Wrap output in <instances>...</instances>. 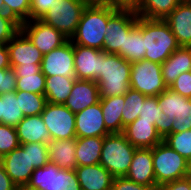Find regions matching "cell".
Wrapping results in <instances>:
<instances>
[{
	"label": "cell",
	"instance_id": "8992f818",
	"mask_svg": "<svg viewBox=\"0 0 191 190\" xmlns=\"http://www.w3.org/2000/svg\"><path fill=\"white\" fill-rule=\"evenodd\" d=\"M136 12L127 10H115L109 6V20L106 25L103 51L121 56V48H124L125 35L137 24Z\"/></svg>",
	"mask_w": 191,
	"mask_h": 190
},
{
	"label": "cell",
	"instance_id": "db71d44e",
	"mask_svg": "<svg viewBox=\"0 0 191 190\" xmlns=\"http://www.w3.org/2000/svg\"><path fill=\"white\" fill-rule=\"evenodd\" d=\"M0 12H5L4 2L0 0Z\"/></svg>",
	"mask_w": 191,
	"mask_h": 190
},
{
	"label": "cell",
	"instance_id": "4fadbf2b",
	"mask_svg": "<svg viewBox=\"0 0 191 190\" xmlns=\"http://www.w3.org/2000/svg\"><path fill=\"white\" fill-rule=\"evenodd\" d=\"M2 166L17 187L27 185L35 170L30 163L29 149H24L21 145L2 156Z\"/></svg>",
	"mask_w": 191,
	"mask_h": 190
},
{
	"label": "cell",
	"instance_id": "b9f144b4",
	"mask_svg": "<svg viewBox=\"0 0 191 190\" xmlns=\"http://www.w3.org/2000/svg\"><path fill=\"white\" fill-rule=\"evenodd\" d=\"M20 31V23L5 12H0V44H7Z\"/></svg>",
	"mask_w": 191,
	"mask_h": 190
},
{
	"label": "cell",
	"instance_id": "d4e9b609",
	"mask_svg": "<svg viewBox=\"0 0 191 190\" xmlns=\"http://www.w3.org/2000/svg\"><path fill=\"white\" fill-rule=\"evenodd\" d=\"M139 118L140 120L151 121V124L155 125L157 132L163 139L172 133L174 121H171L168 116L162 112L157 101V96L146 97Z\"/></svg>",
	"mask_w": 191,
	"mask_h": 190
},
{
	"label": "cell",
	"instance_id": "7402d4cb",
	"mask_svg": "<svg viewBox=\"0 0 191 190\" xmlns=\"http://www.w3.org/2000/svg\"><path fill=\"white\" fill-rule=\"evenodd\" d=\"M162 76L169 88L178 76L191 71V47L180 46L162 64Z\"/></svg>",
	"mask_w": 191,
	"mask_h": 190
},
{
	"label": "cell",
	"instance_id": "52a82bcc",
	"mask_svg": "<svg viewBox=\"0 0 191 190\" xmlns=\"http://www.w3.org/2000/svg\"><path fill=\"white\" fill-rule=\"evenodd\" d=\"M86 0H59L41 19L47 25L59 30L69 40L75 34L81 14L87 6Z\"/></svg>",
	"mask_w": 191,
	"mask_h": 190
},
{
	"label": "cell",
	"instance_id": "2e32d148",
	"mask_svg": "<svg viewBox=\"0 0 191 190\" xmlns=\"http://www.w3.org/2000/svg\"><path fill=\"white\" fill-rule=\"evenodd\" d=\"M125 177L135 183L157 190L158 186L156 185L153 169L152 148H136Z\"/></svg>",
	"mask_w": 191,
	"mask_h": 190
},
{
	"label": "cell",
	"instance_id": "3957f363",
	"mask_svg": "<svg viewBox=\"0 0 191 190\" xmlns=\"http://www.w3.org/2000/svg\"><path fill=\"white\" fill-rule=\"evenodd\" d=\"M142 35L146 48L144 59L162 64L180 47L169 25L163 19L142 17Z\"/></svg>",
	"mask_w": 191,
	"mask_h": 190
},
{
	"label": "cell",
	"instance_id": "6f0895ef",
	"mask_svg": "<svg viewBox=\"0 0 191 190\" xmlns=\"http://www.w3.org/2000/svg\"><path fill=\"white\" fill-rule=\"evenodd\" d=\"M2 165V156H0V166Z\"/></svg>",
	"mask_w": 191,
	"mask_h": 190
},
{
	"label": "cell",
	"instance_id": "484cf974",
	"mask_svg": "<svg viewBox=\"0 0 191 190\" xmlns=\"http://www.w3.org/2000/svg\"><path fill=\"white\" fill-rule=\"evenodd\" d=\"M105 127L110 133H122L124 95L100 98Z\"/></svg>",
	"mask_w": 191,
	"mask_h": 190
},
{
	"label": "cell",
	"instance_id": "f35d334b",
	"mask_svg": "<svg viewBox=\"0 0 191 190\" xmlns=\"http://www.w3.org/2000/svg\"><path fill=\"white\" fill-rule=\"evenodd\" d=\"M20 145L15 127L0 123V156L10 153Z\"/></svg>",
	"mask_w": 191,
	"mask_h": 190
},
{
	"label": "cell",
	"instance_id": "5bb4252c",
	"mask_svg": "<svg viewBox=\"0 0 191 190\" xmlns=\"http://www.w3.org/2000/svg\"><path fill=\"white\" fill-rule=\"evenodd\" d=\"M76 138L104 137L110 132L105 127L101 103L75 113Z\"/></svg>",
	"mask_w": 191,
	"mask_h": 190
},
{
	"label": "cell",
	"instance_id": "680465c9",
	"mask_svg": "<svg viewBox=\"0 0 191 190\" xmlns=\"http://www.w3.org/2000/svg\"><path fill=\"white\" fill-rule=\"evenodd\" d=\"M181 1H183V2H191V0H181Z\"/></svg>",
	"mask_w": 191,
	"mask_h": 190
},
{
	"label": "cell",
	"instance_id": "c3c4849f",
	"mask_svg": "<svg viewBox=\"0 0 191 190\" xmlns=\"http://www.w3.org/2000/svg\"><path fill=\"white\" fill-rule=\"evenodd\" d=\"M157 190H190V177L164 183Z\"/></svg>",
	"mask_w": 191,
	"mask_h": 190
},
{
	"label": "cell",
	"instance_id": "7a4b0ae2",
	"mask_svg": "<svg viewBox=\"0 0 191 190\" xmlns=\"http://www.w3.org/2000/svg\"><path fill=\"white\" fill-rule=\"evenodd\" d=\"M131 62L102 51L101 75L96 79L100 98L125 95L130 89Z\"/></svg>",
	"mask_w": 191,
	"mask_h": 190
},
{
	"label": "cell",
	"instance_id": "ffe728a7",
	"mask_svg": "<svg viewBox=\"0 0 191 190\" xmlns=\"http://www.w3.org/2000/svg\"><path fill=\"white\" fill-rule=\"evenodd\" d=\"M83 190H111L114 177L102 165L76 166L74 169Z\"/></svg>",
	"mask_w": 191,
	"mask_h": 190
},
{
	"label": "cell",
	"instance_id": "ba28073f",
	"mask_svg": "<svg viewBox=\"0 0 191 190\" xmlns=\"http://www.w3.org/2000/svg\"><path fill=\"white\" fill-rule=\"evenodd\" d=\"M130 89L147 97L164 92L167 86L163 80L161 64L146 59L131 63Z\"/></svg>",
	"mask_w": 191,
	"mask_h": 190
},
{
	"label": "cell",
	"instance_id": "f546056e",
	"mask_svg": "<svg viewBox=\"0 0 191 190\" xmlns=\"http://www.w3.org/2000/svg\"><path fill=\"white\" fill-rule=\"evenodd\" d=\"M181 0H144L137 15L147 19H165Z\"/></svg>",
	"mask_w": 191,
	"mask_h": 190
},
{
	"label": "cell",
	"instance_id": "d6986e66",
	"mask_svg": "<svg viewBox=\"0 0 191 190\" xmlns=\"http://www.w3.org/2000/svg\"><path fill=\"white\" fill-rule=\"evenodd\" d=\"M180 46L191 47V2H181L164 19Z\"/></svg>",
	"mask_w": 191,
	"mask_h": 190
},
{
	"label": "cell",
	"instance_id": "ab89813d",
	"mask_svg": "<svg viewBox=\"0 0 191 190\" xmlns=\"http://www.w3.org/2000/svg\"><path fill=\"white\" fill-rule=\"evenodd\" d=\"M54 190H81L74 169H61L55 171Z\"/></svg>",
	"mask_w": 191,
	"mask_h": 190
},
{
	"label": "cell",
	"instance_id": "7c38bea8",
	"mask_svg": "<svg viewBox=\"0 0 191 190\" xmlns=\"http://www.w3.org/2000/svg\"><path fill=\"white\" fill-rule=\"evenodd\" d=\"M6 46L11 66H41L44 54L21 30Z\"/></svg>",
	"mask_w": 191,
	"mask_h": 190
},
{
	"label": "cell",
	"instance_id": "cb8c5ba5",
	"mask_svg": "<svg viewBox=\"0 0 191 190\" xmlns=\"http://www.w3.org/2000/svg\"><path fill=\"white\" fill-rule=\"evenodd\" d=\"M47 146L49 162L56 164L61 169L76 168V138L51 140Z\"/></svg>",
	"mask_w": 191,
	"mask_h": 190
},
{
	"label": "cell",
	"instance_id": "f1b7e54d",
	"mask_svg": "<svg viewBox=\"0 0 191 190\" xmlns=\"http://www.w3.org/2000/svg\"><path fill=\"white\" fill-rule=\"evenodd\" d=\"M76 78L64 76L46 77L44 95L48 103L64 104L72 91Z\"/></svg>",
	"mask_w": 191,
	"mask_h": 190
},
{
	"label": "cell",
	"instance_id": "8fae6325",
	"mask_svg": "<svg viewBox=\"0 0 191 190\" xmlns=\"http://www.w3.org/2000/svg\"><path fill=\"white\" fill-rule=\"evenodd\" d=\"M41 72L46 76L76 78L74 65V44L68 40L61 47L43 55Z\"/></svg>",
	"mask_w": 191,
	"mask_h": 190
},
{
	"label": "cell",
	"instance_id": "e575fe53",
	"mask_svg": "<svg viewBox=\"0 0 191 190\" xmlns=\"http://www.w3.org/2000/svg\"><path fill=\"white\" fill-rule=\"evenodd\" d=\"M163 141L191 162V130L168 134Z\"/></svg>",
	"mask_w": 191,
	"mask_h": 190
},
{
	"label": "cell",
	"instance_id": "bcb514c9",
	"mask_svg": "<svg viewBox=\"0 0 191 190\" xmlns=\"http://www.w3.org/2000/svg\"><path fill=\"white\" fill-rule=\"evenodd\" d=\"M111 190H154L142 184L135 183L126 177H115L113 179Z\"/></svg>",
	"mask_w": 191,
	"mask_h": 190
},
{
	"label": "cell",
	"instance_id": "5b68a950",
	"mask_svg": "<svg viewBox=\"0 0 191 190\" xmlns=\"http://www.w3.org/2000/svg\"><path fill=\"white\" fill-rule=\"evenodd\" d=\"M156 185L183 179L189 175V161L164 141L152 148Z\"/></svg>",
	"mask_w": 191,
	"mask_h": 190
},
{
	"label": "cell",
	"instance_id": "836d02e7",
	"mask_svg": "<svg viewBox=\"0 0 191 190\" xmlns=\"http://www.w3.org/2000/svg\"><path fill=\"white\" fill-rule=\"evenodd\" d=\"M16 97L24 116L40 115L47 103L45 95L25 91H16Z\"/></svg>",
	"mask_w": 191,
	"mask_h": 190
},
{
	"label": "cell",
	"instance_id": "277c9868",
	"mask_svg": "<svg viewBox=\"0 0 191 190\" xmlns=\"http://www.w3.org/2000/svg\"><path fill=\"white\" fill-rule=\"evenodd\" d=\"M136 147L131 145L124 133H109L104 136L101 158L102 165L111 175L125 177L131 165Z\"/></svg>",
	"mask_w": 191,
	"mask_h": 190
},
{
	"label": "cell",
	"instance_id": "9a60e30c",
	"mask_svg": "<svg viewBox=\"0 0 191 190\" xmlns=\"http://www.w3.org/2000/svg\"><path fill=\"white\" fill-rule=\"evenodd\" d=\"M101 61V50L74 44L76 79L96 81L101 75Z\"/></svg>",
	"mask_w": 191,
	"mask_h": 190
},
{
	"label": "cell",
	"instance_id": "f5cc1de1",
	"mask_svg": "<svg viewBox=\"0 0 191 190\" xmlns=\"http://www.w3.org/2000/svg\"><path fill=\"white\" fill-rule=\"evenodd\" d=\"M88 3H105L107 0H86Z\"/></svg>",
	"mask_w": 191,
	"mask_h": 190
},
{
	"label": "cell",
	"instance_id": "30bf717a",
	"mask_svg": "<svg viewBox=\"0 0 191 190\" xmlns=\"http://www.w3.org/2000/svg\"><path fill=\"white\" fill-rule=\"evenodd\" d=\"M20 30L43 54L61 47L69 40L59 30L47 25L42 20H28L23 22L20 24Z\"/></svg>",
	"mask_w": 191,
	"mask_h": 190
},
{
	"label": "cell",
	"instance_id": "4dcf8cb0",
	"mask_svg": "<svg viewBox=\"0 0 191 190\" xmlns=\"http://www.w3.org/2000/svg\"><path fill=\"white\" fill-rule=\"evenodd\" d=\"M24 117L16 91L1 94V123L15 127Z\"/></svg>",
	"mask_w": 191,
	"mask_h": 190
},
{
	"label": "cell",
	"instance_id": "9c48e42d",
	"mask_svg": "<svg viewBox=\"0 0 191 190\" xmlns=\"http://www.w3.org/2000/svg\"><path fill=\"white\" fill-rule=\"evenodd\" d=\"M51 140L76 138L75 113L64 104L46 103L41 113Z\"/></svg>",
	"mask_w": 191,
	"mask_h": 190
},
{
	"label": "cell",
	"instance_id": "74e56055",
	"mask_svg": "<svg viewBox=\"0 0 191 190\" xmlns=\"http://www.w3.org/2000/svg\"><path fill=\"white\" fill-rule=\"evenodd\" d=\"M191 130V99L181 96L180 109L172 125V133Z\"/></svg>",
	"mask_w": 191,
	"mask_h": 190
},
{
	"label": "cell",
	"instance_id": "ee69618b",
	"mask_svg": "<svg viewBox=\"0 0 191 190\" xmlns=\"http://www.w3.org/2000/svg\"><path fill=\"white\" fill-rule=\"evenodd\" d=\"M169 89L183 97L191 99V71L178 76Z\"/></svg>",
	"mask_w": 191,
	"mask_h": 190
},
{
	"label": "cell",
	"instance_id": "ac0fdd59",
	"mask_svg": "<svg viewBox=\"0 0 191 190\" xmlns=\"http://www.w3.org/2000/svg\"><path fill=\"white\" fill-rule=\"evenodd\" d=\"M128 142L136 148H153L163 141L151 121L140 120L129 123L123 131Z\"/></svg>",
	"mask_w": 191,
	"mask_h": 190
},
{
	"label": "cell",
	"instance_id": "83f0119b",
	"mask_svg": "<svg viewBox=\"0 0 191 190\" xmlns=\"http://www.w3.org/2000/svg\"><path fill=\"white\" fill-rule=\"evenodd\" d=\"M146 48L142 35V17L138 16L136 26L125 35L124 48H121V57L134 63L144 59Z\"/></svg>",
	"mask_w": 191,
	"mask_h": 190
},
{
	"label": "cell",
	"instance_id": "816d5d0a",
	"mask_svg": "<svg viewBox=\"0 0 191 190\" xmlns=\"http://www.w3.org/2000/svg\"><path fill=\"white\" fill-rule=\"evenodd\" d=\"M17 190H38V189L31 188L28 185H23V186H18Z\"/></svg>",
	"mask_w": 191,
	"mask_h": 190
},
{
	"label": "cell",
	"instance_id": "11a10c76",
	"mask_svg": "<svg viewBox=\"0 0 191 190\" xmlns=\"http://www.w3.org/2000/svg\"><path fill=\"white\" fill-rule=\"evenodd\" d=\"M188 176L191 178V162L189 163V175Z\"/></svg>",
	"mask_w": 191,
	"mask_h": 190
},
{
	"label": "cell",
	"instance_id": "603a6c76",
	"mask_svg": "<svg viewBox=\"0 0 191 190\" xmlns=\"http://www.w3.org/2000/svg\"><path fill=\"white\" fill-rule=\"evenodd\" d=\"M17 77L16 91H25L44 95L46 76L41 66H11Z\"/></svg>",
	"mask_w": 191,
	"mask_h": 190
},
{
	"label": "cell",
	"instance_id": "4316f807",
	"mask_svg": "<svg viewBox=\"0 0 191 190\" xmlns=\"http://www.w3.org/2000/svg\"><path fill=\"white\" fill-rule=\"evenodd\" d=\"M104 137L76 138L77 166L99 164Z\"/></svg>",
	"mask_w": 191,
	"mask_h": 190
},
{
	"label": "cell",
	"instance_id": "681fc988",
	"mask_svg": "<svg viewBox=\"0 0 191 190\" xmlns=\"http://www.w3.org/2000/svg\"><path fill=\"white\" fill-rule=\"evenodd\" d=\"M0 190H17V185L6 174L2 165L0 166Z\"/></svg>",
	"mask_w": 191,
	"mask_h": 190
},
{
	"label": "cell",
	"instance_id": "6da1fadb",
	"mask_svg": "<svg viewBox=\"0 0 191 190\" xmlns=\"http://www.w3.org/2000/svg\"><path fill=\"white\" fill-rule=\"evenodd\" d=\"M109 20V5L106 3H88L84 8L75 34L70 41L73 44L103 51L106 25Z\"/></svg>",
	"mask_w": 191,
	"mask_h": 190
},
{
	"label": "cell",
	"instance_id": "7dc6e473",
	"mask_svg": "<svg viewBox=\"0 0 191 190\" xmlns=\"http://www.w3.org/2000/svg\"><path fill=\"white\" fill-rule=\"evenodd\" d=\"M144 0H107L105 3L115 10L138 12Z\"/></svg>",
	"mask_w": 191,
	"mask_h": 190
},
{
	"label": "cell",
	"instance_id": "f6af8a7d",
	"mask_svg": "<svg viewBox=\"0 0 191 190\" xmlns=\"http://www.w3.org/2000/svg\"><path fill=\"white\" fill-rule=\"evenodd\" d=\"M17 77L13 68L0 69V95L16 91Z\"/></svg>",
	"mask_w": 191,
	"mask_h": 190
},
{
	"label": "cell",
	"instance_id": "d590c367",
	"mask_svg": "<svg viewBox=\"0 0 191 190\" xmlns=\"http://www.w3.org/2000/svg\"><path fill=\"white\" fill-rule=\"evenodd\" d=\"M181 95L167 88L157 96L158 104L162 112L168 116L171 121H175L180 109Z\"/></svg>",
	"mask_w": 191,
	"mask_h": 190
},
{
	"label": "cell",
	"instance_id": "9f6ffc18",
	"mask_svg": "<svg viewBox=\"0 0 191 190\" xmlns=\"http://www.w3.org/2000/svg\"><path fill=\"white\" fill-rule=\"evenodd\" d=\"M0 123H1V95H0Z\"/></svg>",
	"mask_w": 191,
	"mask_h": 190
},
{
	"label": "cell",
	"instance_id": "8d00e7d4",
	"mask_svg": "<svg viewBox=\"0 0 191 190\" xmlns=\"http://www.w3.org/2000/svg\"><path fill=\"white\" fill-rule=\"evenodd\" d=\"M5 13L22 24L30 20L31 0H3Z\"/></svg>",
	"mask_w": 191,
	"mask_h": 190
},
{
	"label": "cell",
	"instance_id": "7bdbcfd3",
	"mask_svg": "<svg viewBox=\"0 0 191 190\" xmlns=\"http://www.w3.org/2000/svg\"><path fill=\"white\" fill-rule=\"evenodd\" d=\"M58 2L59 0H31L30 20H41Z\"/></svg>",
	"mask_w": 191,
	"mask_h": 190
},
{
	"label": "cell",
	"instance_id": "e0dca14e",
	"mask_svg": "<svg viewBox=\"0 0 191 190\" xmlns=\"http://www.w3.org/2000/svg\"><path fill=\"white\" fill-rule=\"evenodd\" d=\"M98 102L100 93L97 82L76 79L64 105L73 113H77Z\"/></svg>",
	"mask_w": 191,
	"mask_h": 190
},
{
	"label": "cell",
	"instance_id": "44dd1931",
	"mask_svg": "<svg viewBox=\"0 0 191 190\" xmlns=\"http://www.w3.org/2000/svg\"><path fill=\"white\" fill-rule=\"evenodd\" d=\"M20 144L43 143L51 141L49 131L40 115L25 116L15 126Z\"/></svg>",
	"mask_w": 191,
	"mask_h": 190
},
{
	"label": "cell",
	"instance_id": "f907efd6",
	"mask_svg": "<svg viewBox=\"0 0 191 190\" xmlns=\"http://www.w3.org/2000/svg\"><path fill=\"white\" fill-rule=\"evenodd\" d=\"M11 68L9 60V52L6 44H0V69Z\"/></svg>",
	"mask_w": 191,
	"mask_h": 190
},
{
	"label": "cell",
	"instance_id": "d6a6232c",
	"mask_svg": "<svg viewBox=\"0 0 191 190\" xmlns=\"http://www.w3.org/2000/svg\"><path fill=\"white\" fill-rule=\"evenodd\" d=\"M55 171H59V167L51 162L45 166L36 168L28 182V186L38 190H54Z\"/></svg>",
	"mask_w": 191,
	"mask_h": 190
},
{
	"label": "cell",
	"instance_id": "60d3db41",
	"mask_svg": "<svg viewBox=\"0 0 191 190\" xmlns=\"http://www.w3.org/2000/svg\"><path fill=\"white\" fill-rule=\"evenodd\" d=\"M24 149H29L30 163L33 167L39 168L45 166L49 162L48 146L43 143H27L21 144Z\"/></svg>",
	"mask_w": 191,
	"mask_h": 190
},
{
	"label": "cell",
	"instance_id": "1f68e13d",
	"mask_svg": "<svg viewBox=\"0 0 191 190\" xmlns=\"http://www.w3.org/2000/svg\"><path fill=\"white\" fill-rule=\"evenodd\" d=\"M146 97L144 94L132 89H129L124 95L125 105L122 110V132L129 123L135 121L140 116Z\"/></svg>",
	"mask_w": 191,
	"mask_h": 190
}]
</instances>
